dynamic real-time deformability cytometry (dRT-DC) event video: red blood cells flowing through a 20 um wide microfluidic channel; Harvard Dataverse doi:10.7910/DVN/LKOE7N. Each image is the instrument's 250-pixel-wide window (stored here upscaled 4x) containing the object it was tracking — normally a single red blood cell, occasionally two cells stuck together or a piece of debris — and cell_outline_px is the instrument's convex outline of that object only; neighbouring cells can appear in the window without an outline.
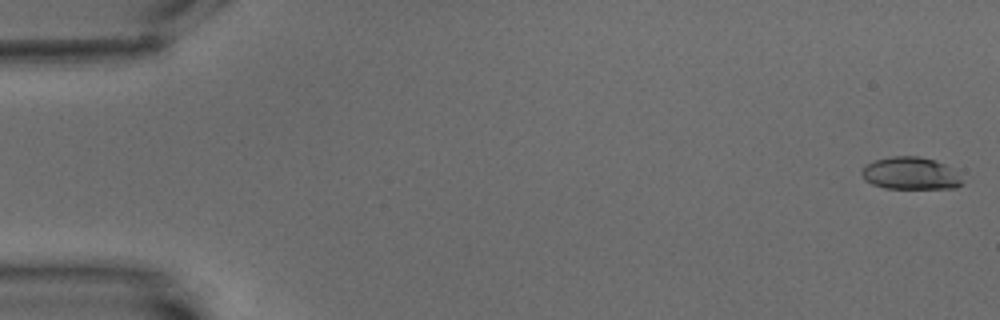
{"species": "common noctule bat (a hibernating species)", "species_latin": "Nyctalus noctula", "temperature_condition": "warm", "stored_images_in_passage": 5, "camera_frame_rate_fps": 3000, "um_per_image_px": 0.085, "animal": {"sex": "male", "body_mass_g": 15.6}, "frame": {"image": 1, "passage_image": 1, "time_ms": 0.0, "image_size_px": [1000, 320], "cell_outline_px": [[964, 180], [956, 188], [884, 188], [872, 184], [864, 180], [860, 172], [864, 164], [876, 160], [892, 156], [920, 156], [944, 164], [952, 168]], "centroid_in_image_um": [77.36, 14.74], "position_along_channel_um": 7.6, "area_um2": 19.02}}
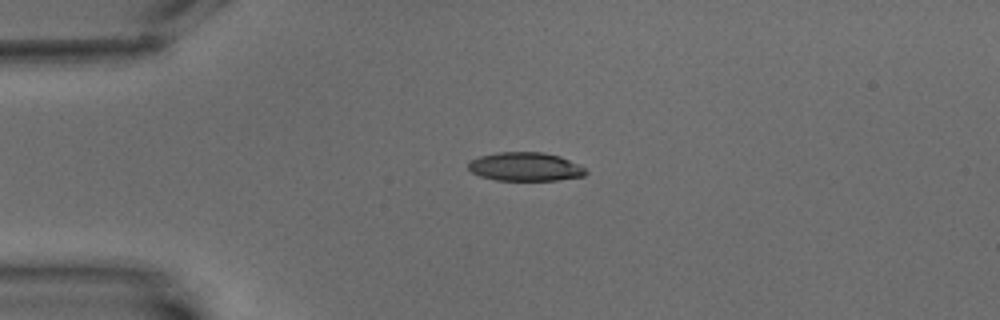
{"frame": {"image": 2, "passage_image": 5, "time_ms": 4.667, "image_size_px": [1000, 320], "cell_outline_px": [[588, 172], [584, 176], [556, 180], [496, 180], [480, 176], [472, 172], [468, 168], [468, 164], [472, 160], [480, 156], [496, 152], [544, 152], [560, 156], [580, 164]], "centroid_in_image_um": [44.67, 14.16], "position_along_channel_um": 40.3, "area_um2": 19.65}}